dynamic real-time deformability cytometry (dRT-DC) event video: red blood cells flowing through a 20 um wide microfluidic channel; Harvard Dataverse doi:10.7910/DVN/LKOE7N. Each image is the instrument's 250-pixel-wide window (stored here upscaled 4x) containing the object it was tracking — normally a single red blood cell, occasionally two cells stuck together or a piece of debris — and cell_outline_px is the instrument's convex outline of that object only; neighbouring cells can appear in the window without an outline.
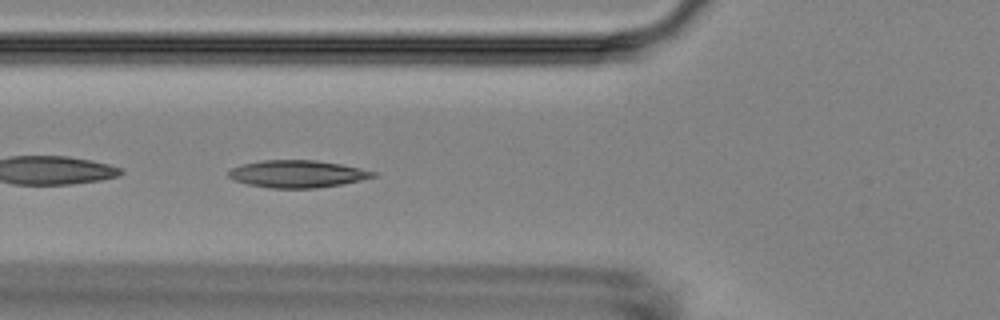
{"species": "Egyptian fruit bat (a non-hibernating species)", "species_latin": "Rousettus aegyptiacus", "temperature_condition": "room temperature", "stored_images_in_passage": 14, "camera_frame_rate_fps": 3000, "um_per_image_px": 0.085, "animal": {"sex": "female"}, "frame": {"image": 1, "passage_image": 5, "time_ms": 5.333, "image_size_px": [1000, 320], "cell_outline_px": [[376, 176], [360, 180], [340, 184], [316, 188], [272, 188], [248, 184], [236, 180], [228, 176], [228, 172], [232, 168], [244, 164], [260, 160], [316, 160], [340, 164], [360, 168], [376, 172]], "centroid_in_image_um": [25.28, 14.77], "position_along_channel_um": 100.5, "area_um2": 22.72}}
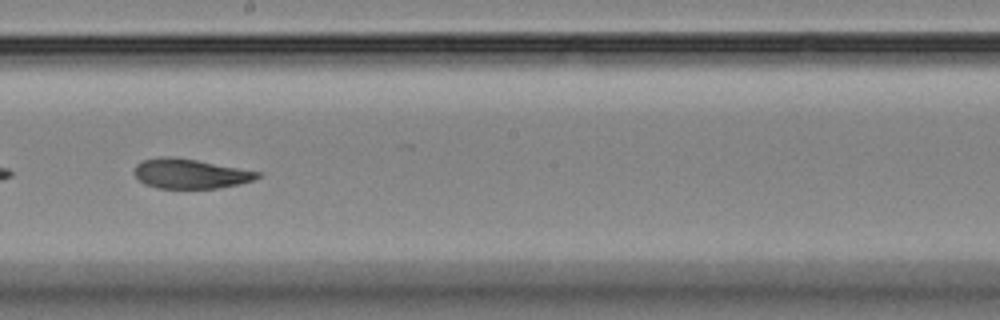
{"frame": {"image": 2, "passage_image": 8, "time_ms": 9.0, "image_size_px": [1000, 320], "cell_outline_px": [[260, 176], [252, 180], [240, 184], [220, 188], [156, 188], [144, 184], [132, 172], [136, 164], [140, 160], [160, 156], [168, 156], [196, 160], [260, 172]], "centroid_in_image_um": [16.1, 14.76], "position_along_channel_um": 232.1, "area_um2": 21.33}}
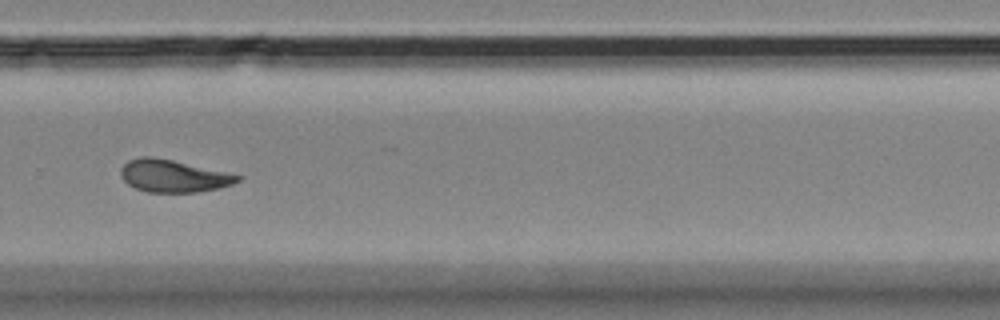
{"frame": {"image": 3, "passage_image": 10, "time_ms": 11.333, "image_size_px": [1000, 320], "cell_outline_px": [[240, 180], [232, 184], [220, 188], [196, 192], [148, 192], [136, 188], [128, 184], [120, 176], [120, 168], [128, 160], [140, 156], [152, 156], [172, 160], [224, 172], [240, 176]], "centroid_in_image_um": [14.67, 14.95], "position_along_channel_um": 315.1, "area_um2": 21.79}, "authors_computed_cell_mechanics": {"area_um2": 22.4264, "velocity_mm_per_s": 3.5719, "shape_relaxation_time_tau1_ms": null, "shape_relaxation_time_tau2_ms": 2.6659, "deformation_change_tau1": null, "deformation_change_tau2": 0.0798}}